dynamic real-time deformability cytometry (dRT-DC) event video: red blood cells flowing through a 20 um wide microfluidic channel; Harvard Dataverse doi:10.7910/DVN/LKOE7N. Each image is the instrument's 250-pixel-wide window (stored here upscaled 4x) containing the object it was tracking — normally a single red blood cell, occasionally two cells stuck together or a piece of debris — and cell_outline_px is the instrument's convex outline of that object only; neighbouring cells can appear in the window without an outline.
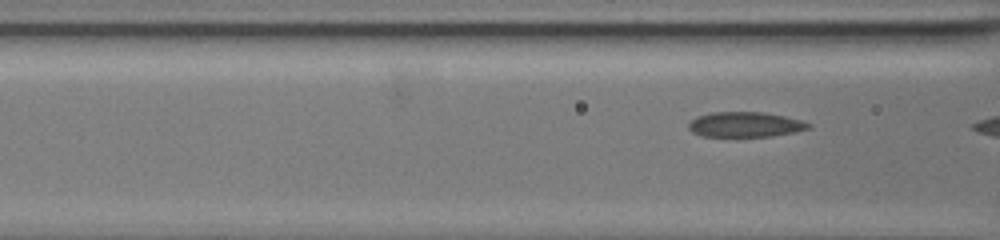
{"species": "common noctule bat (a hibernating species)", "species_latin": "Nyctalus noctula", "temperature_condition": "warm", "stored_images_in_passage": 9, "camera_frame_rate_fps": 3000, "um_per_image_px": 0.085, "animal": {"sex": "female", "body_mass_g": 19.5, "forearm_length_mm": 54.1}, "frame": {"image": 1, "passage_image": 7, "time_ms": 2.0, "image_size_px": [1000, 240], "cell_outline_px": [[812, 128], [796, 132], [772, 136], [700, 136], [692, 132], [688, 128], [688, 124], [696, 116], [712, 112], [764, 112], [784, 116], [800, 120], [812, 124]], "centroid_in_image_um": [63.35, 10.58], "position_along_channel_um": 103.2, "area_um2": 17.63}}